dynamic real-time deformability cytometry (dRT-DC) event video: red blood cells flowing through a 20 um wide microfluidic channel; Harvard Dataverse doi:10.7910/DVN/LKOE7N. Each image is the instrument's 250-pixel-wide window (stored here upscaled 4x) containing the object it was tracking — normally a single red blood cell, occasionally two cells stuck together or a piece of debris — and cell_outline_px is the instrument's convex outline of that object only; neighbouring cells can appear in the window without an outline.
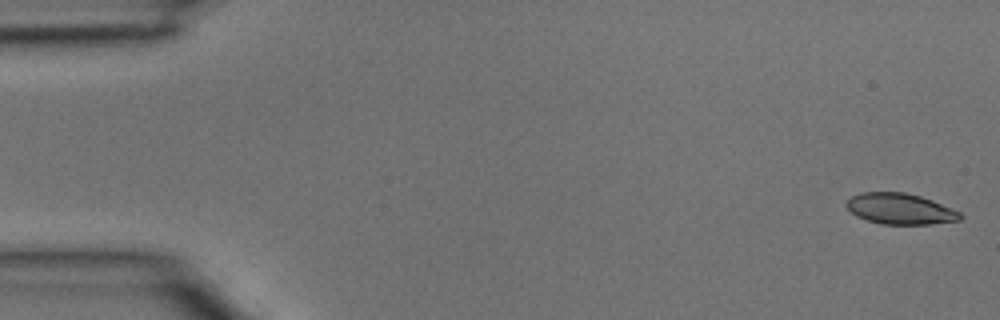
{"species": "common noctule bat (a hibernating species)", "species_latin": "Nyctalus noctula", "temperature_condition": "room temperature", "stored_images_in_passage": 34, "camera_frame_rate_fps": 3000, "um_per_image_px": 0.085, "animal": {"sex": "male", "body_mass_g": 15.6}, "frame": {"image": 1, "passage_image": 1, "time_ms": 0.0, "image_size_px": [1000, 320], "cell_outline_px": [[964, 216], [960, 220], [932, 224], [880, 224], [856, 216], [844, 204], [852, 196], [860, 192], [904, 192], [920, 196], [932, 200], [960, 212]], "centroid_in_image_um": [76.51, 17.75], "position_along_channel_um": 8.5, "area_um2": 20.46}}
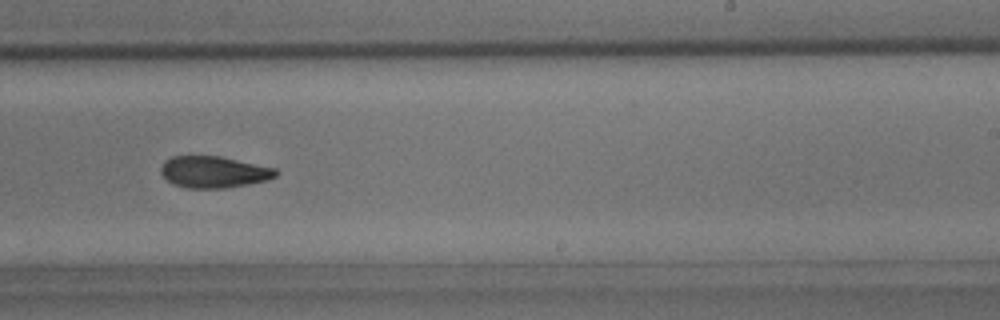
{"frame": {"image": 2, "passage_image": 25, "time_ms": 8.0, "image_size_px": [1000, 320], "cell_outline_px": [[280, 172], [276, 176], [268, 180], [248, 184], [224, 188], [188, 188], [172, 184], [160, 172], [160, 168], [164, 160], [172, 156], [220, 156], [276, 168]], "centroid_in_image_um": [18.18, 14.61], "position_along_channel_um": 270.8, "area_um2": 21.27}}